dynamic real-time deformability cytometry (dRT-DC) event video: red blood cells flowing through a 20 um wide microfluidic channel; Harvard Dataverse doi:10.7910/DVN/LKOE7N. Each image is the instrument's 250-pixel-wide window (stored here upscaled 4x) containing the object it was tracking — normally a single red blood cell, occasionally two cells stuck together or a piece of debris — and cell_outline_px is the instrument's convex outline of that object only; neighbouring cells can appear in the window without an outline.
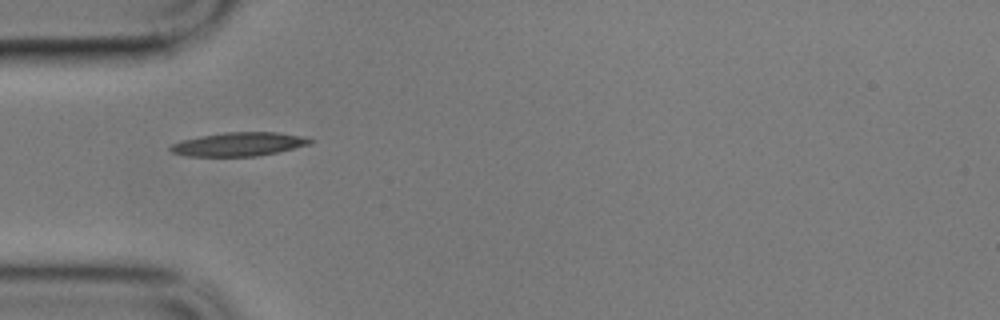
{"species": "common noctule bat (a hibernating species)", "species_latin": "Nyctalus noctula", "temperature_condition": "cold", "stored_images_in_passage": 5, "camera_frame_rate_fps": 3000, "um_per_image_px": 0.085, "animal": {"sex": "male", "body_mass_g": 17.9}, "frame": {"image": 1, "passage_image": 1, "time_ms": 0.0, "image_size_px": [1000, 320], "cell_outline_px": [[316, 140], [312, 144], [276, 152], [256, 156], [188, 156], [172, 152], [168, 148], [172, 144], [184, 140], [200, 136], [224, 132], [276, 132], [300, 136]], "centroid_in_image_um": [20.32, 12.25], "position_along_channel_um": 64.7, "area_um2": 19.13}}
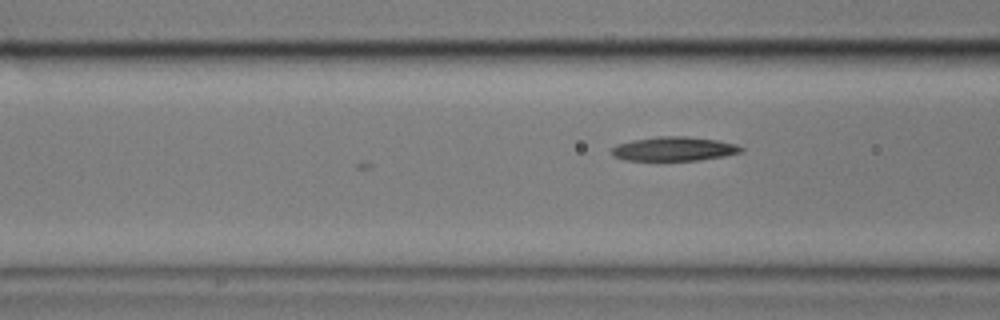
{"frame": {"image": 2, "passage_image": 5, "time_ms": 1.333, "image_size_px": [1000, 320], "cell_outline_px": [[744, 152], [724, 156], [700, 160], [624, 160], [612, 156], [612, 148], [616, 144], [632, 140], [660, 136], [684, 136], [716, 140], [736, 144], [744, 148]], "centroid_in_image_um": [57.3, 12.65], "position_along_channel_um": 109.3, "area_um2": 18.21}}